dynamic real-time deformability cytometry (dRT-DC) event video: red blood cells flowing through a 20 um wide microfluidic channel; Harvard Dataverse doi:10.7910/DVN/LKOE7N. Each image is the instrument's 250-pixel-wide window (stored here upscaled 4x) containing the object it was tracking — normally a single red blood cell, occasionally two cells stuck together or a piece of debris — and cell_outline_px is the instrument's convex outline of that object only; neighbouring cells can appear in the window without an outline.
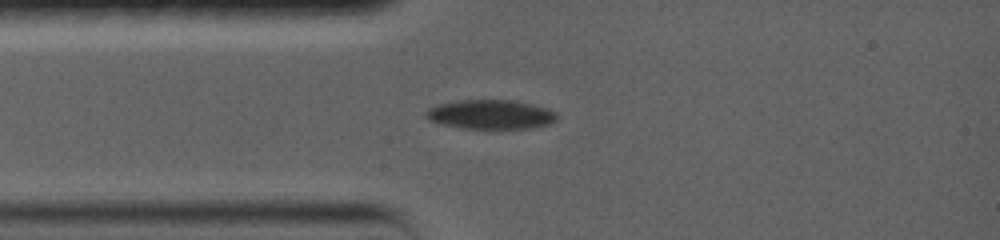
{"species": "common noctule bat (a hibernating species)", "species_latin": "Nyctalus noctula", "temperature_condition": "warm", "stored_images_in_passage": 43, "camera_frame_rate_fps": 5000, "um_per_image_px": 0.085, "animal": {"sex": "female", "body_mass_g": 19.0, "forearm_length_mm": 56.7}, "frame": {"image": 1, "passage_image": 1, "time_ms": 0.0, "image_size_px": [1000, 240], "cell_outline_px": [[556, 120], [548, 124], [528, 128], [460, 128], [444, 124], [432, 120], [428, 116], [428, 108], [444, 104], [464, 100], [504, 100], [528, 104], [544, 108], [552, 112], [556, 116]], "centroid_in_image_um": [41.72, 9.74], "position_along_channel_um": 43.3, "area_um2": 21.21}}
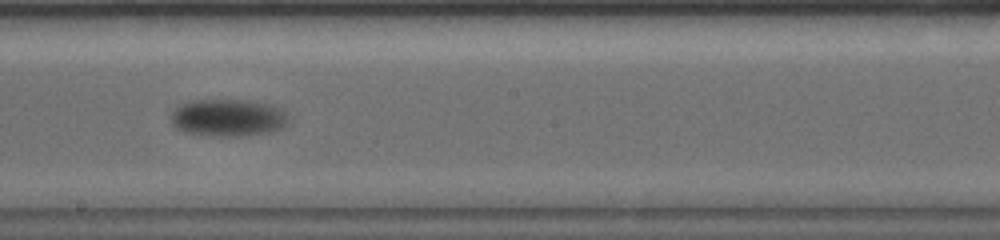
{"frame": {"image": 2, "passage_image": 18, "time_ms": 5.4, "image_size_px": [1000, 240], "cell_outline_px": [[280, 124], [276, 128], [260, 132], [240, 136], [212, 136], [188, 132], [176, 124], [172, 116], [180, 108], [188, 104], [240, 104], [264, 108], [272, 112], [280, 120]], "centroid_in_image_um": [19.13, 10.16], "position_along_channel_um": 229.1, "area_um2": 20.23}}
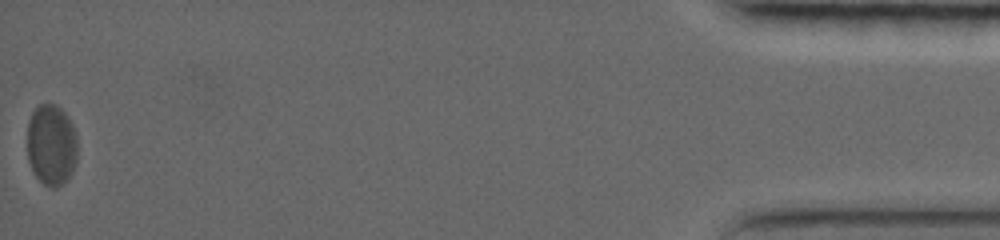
{"frame": {"image": 3, "passage_image": 43, "time_ms": 15.2, "image_size_px": [1000, 240], "cell_outline_px": [[76, 164], [72, 172], [56, 188], [52, 188], [44, 184], [36, 176], [28, 160], [28, 120], [32, 112], [40, 104], [56, 104], [68, 116], [76, 132]], "centroid_in_image_um": [4.37, 12.29], "position_along_channel_um": 430.8, "area_um2": 23.64}, "authors_computed_cell_mechanics": {"area_um2": 22.3686, "velocity_mm_per_s": 3.4926, "shape_relaxation_time_tau1_ms": 2.3607, "shape_relaxation_time_tau2_ms": null, "deformation_change_tau1": 0.0911, "deformation_change_tau2": null}}